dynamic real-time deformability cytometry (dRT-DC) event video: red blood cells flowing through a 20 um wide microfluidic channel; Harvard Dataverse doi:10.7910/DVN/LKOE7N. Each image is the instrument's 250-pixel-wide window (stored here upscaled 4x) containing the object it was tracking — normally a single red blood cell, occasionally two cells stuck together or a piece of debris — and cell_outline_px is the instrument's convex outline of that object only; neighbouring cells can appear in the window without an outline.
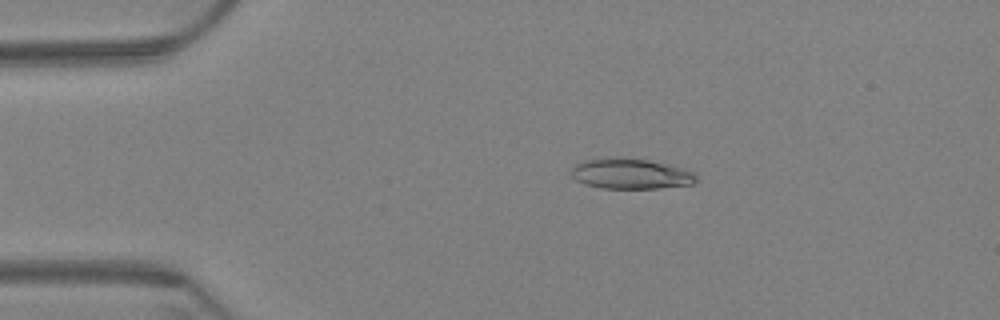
{"species": "Egyptian fruit bat (a non-hibernating species)", "species_latin": "Rousettus aegyptiacus", "temperature_condition": "warm", "stored_images_in_passage": 5, "camera_frame_rate_fps": 3000, "um_per_image_px": 0.085, "animal": {"sex": "female"}, "frame": {"image": 1, "passage_image": 3, "time_ms": 0.667, "image_size_px": [1000, 320], "cell_outline_px": [[696, 180], [692, 184], [660, 188], [600, 188], [584, 184], [576, 180], [572, 176], [572, 164], [584, 160], [604, 156], [624, 156], [648, 160], [680, 168], [692, 172], [696, 176]], "centroid_in_image_um": [53.51, 14.74], "position_along_channel_um": 31.5, "area_um2": 22.43}}